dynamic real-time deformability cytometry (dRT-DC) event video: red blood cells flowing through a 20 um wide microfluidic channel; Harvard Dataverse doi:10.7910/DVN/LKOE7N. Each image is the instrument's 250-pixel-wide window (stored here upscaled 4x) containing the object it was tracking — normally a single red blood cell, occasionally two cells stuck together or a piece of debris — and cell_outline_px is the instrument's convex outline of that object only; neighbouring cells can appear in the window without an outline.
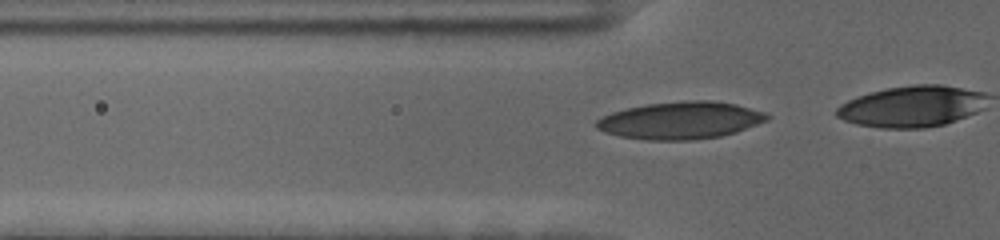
{"species": "human", "species_latin": "Homo sapiens", "temperature_condition": "cold", "stored_images_in_passage": 22, "camera_frame_rate_fps": 3000, "um_per_image_px": 0.085, "donor": {"sex": "female"}, "frame": {"image": 1, "passage_image": 16, "time_ms": 5.0, "image_size_px": [1000, 240], "cell_outline_px": [[772, 116], [768, 120], [736, 132], [720, 136], [692, 140], [648, 140], [620, 136], [604, 132], [596, 128], [596, 120], [612, 112], [628, 108], [648, 104], [684, 100], [712, 100], [736, 104], [768, 112]], "centroid_in_image_um": [57.9, 10.22], "position_along_channel_um": 67.9, "area_um2": 37.22}}
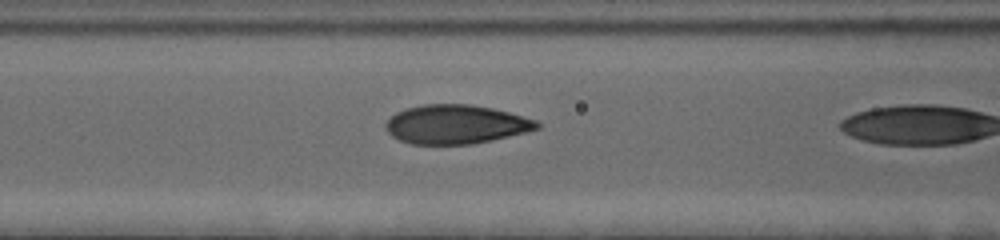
{"frame": {"image": 2, "passage_image": 21, "time_ms": 6.667, "image_size_px": [1000, 240], "cell_outline_px": [[540, 128], [492, 140], [472, 144], [412, 144], [400, 140], [392, 136], [388, 132], [384, 124], [396, 112], [408, 108], [424, 104], [468, 104], [492, 108], [508, 112], [536, 120], [540, 124]], "centroid_in_image_um": [38.74, 10.57], "position_along_channel_um": 127.9, "area_um2": 34.1}}